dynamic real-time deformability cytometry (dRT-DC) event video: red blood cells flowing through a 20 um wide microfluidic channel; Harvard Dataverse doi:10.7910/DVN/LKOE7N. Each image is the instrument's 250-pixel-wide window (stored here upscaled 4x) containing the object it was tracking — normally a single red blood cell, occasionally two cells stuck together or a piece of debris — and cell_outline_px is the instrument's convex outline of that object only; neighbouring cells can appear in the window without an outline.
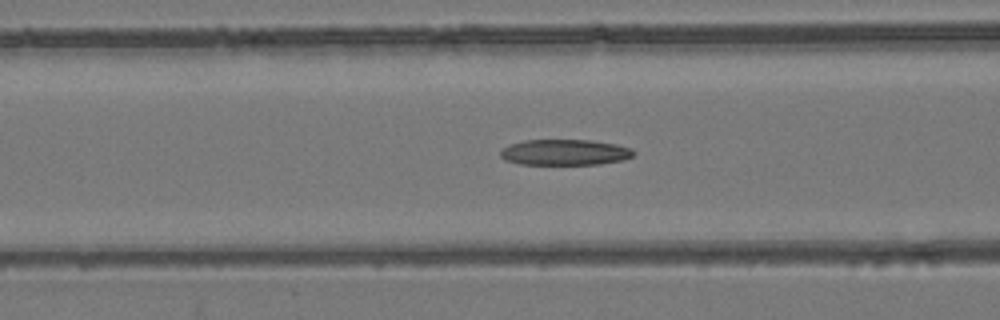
{"species": "common noctule bat (a hibernating species)", "species_latin": "Nyctalus noctula", "temperature_condition": "room temperature", "stored_images_in_passage": 47, "camera_frame_rate_fps": 3000, "um_per_image_px": 0.085, "animal": {"sex": "female", "body_mass_g": 24.6, "forearm_length_mm": 56.2}, "frame": {"image": 1, "passage_image": 15, "time_ms": 4.667, "image_size_px": [1000, 320], "cell_outline_px": [[636, 152], [632, 156], [624, 160], [600, 164], [520, 164], [504, 160], [500, 156], [500, 152], [508, 144], [524, 140], [592, 140], [616, 144], [632, 148]], "centroid_in_image_um": [48.02, 12.94], "position_along_channel_um": 118.6, "area_um2": 20.17}}
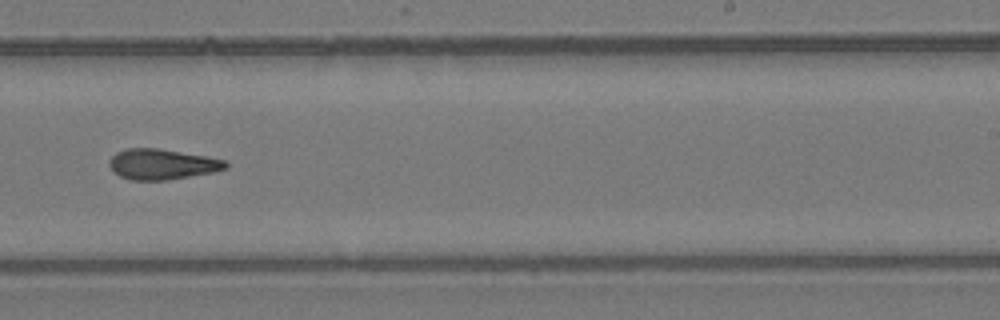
{"frame": {"image": 2, "passage_image": 27, "time_ms": 8.667, "image_size_px": [1000, 320], "cell_outline_px": [[228, 168], [212, 172], [164, 180], [132, 180], [120, 176], [112, 172], [108, 164], [108, 160], [116, 152], [124, 148], [156, 148], [208, 156], [224, 160], [228, 164]], "centroid_in_image_um": [13.72, 13.95], "position_along_channel_um": 275.3, "area_um2": 20.69}}
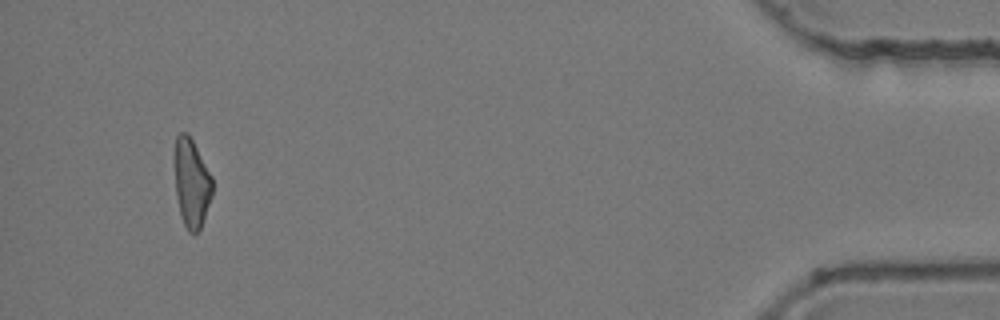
{"frame": {"image": 3, "passage_image": 44, "time_ms": 14.333, "image_size_px": [1000, 320], "cell_outline_px": [[212, 196], [200, 228], [196, 232], [188, 232], [180, 216], [176, 196], [176, 136], [180, 132], [188, 132], [212, 176]], "centroid_in_image_um": [16.3, 15.56], "position_along_channel_um": 418.9, "area_um2": 19.13}, "authors_computed_cell_mechanics": {"area_um2": 20.5768, "velocity_mm_per_s": 3.9193, "shape_relaxation_time_tau1_ms": null, "shape_relaxation_time_tau2_ms": 3.2554, "deformation_change_tau1": null, "deformation_change_tau2": 0.128}}